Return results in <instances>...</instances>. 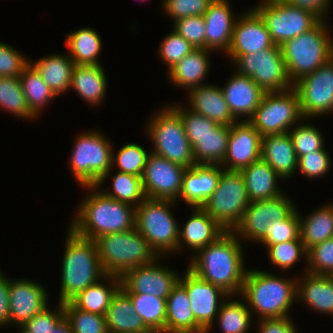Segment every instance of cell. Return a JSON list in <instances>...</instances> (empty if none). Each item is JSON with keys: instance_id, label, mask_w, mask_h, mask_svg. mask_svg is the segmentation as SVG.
Here are the masks:
<instances>
[{"instance_id": "37", "label": "cell", "mask_w": 333, "mask_h": 333, "mask_svg": "<svg viewBox=\"0 0 333 333\" xmlns=\"http://www.w3.org/2000/svg\"><path fill=\"white\" fill-rule=\"evenodd\" d=\"M300 238L306 250L333 238V204L321 206L305 219L300 217Z\"/></svg>"}, {"instance_id": "38", "label": "cell", "mask_w": 333, "mask_h": 333, "mask_svg": "<svg viewBox=\"0 0 333 333\" xmlns=\"http://www.w3.org/2000/svg\"><path fill=\"white\" fill-rule=\"evenodd\" d=\"M231 127L218 125L192 146L195 164L220 165L226 155Z\"/></svg>"}, {"instance_id": "45", "label": "cell", "mask_w": 333, "mask_h": 333, "mask_svg": "<svg viewBox=\"0 0 333 333\" xmlns=\"http://www.w3.org/2000/svg\"><path fill=\"white\" fill-rule=\"evenodd\" d=\"M150 153L140 145L128 143L116 153H112V166L119 167V172L142 177Z\"/></svg>"}, {"instance_id": "28", "label": "cell", "mask_w": 333, "mask_h": 333, "mask_svg": "<svg viewBox=\"0 0 333 333\" xmlns=\"http://www.w3.org/2000/svg\"><path fill=\"white\" fill-rule=\"evenodd\" d=\"M166 333H205L195 321L186 290L178 283L166 299Z\"/></svg>"}, {"instance_id": "33", "label": "cell", "mask_w": 333, "mask_h": 333, "mask_svg": "<svg viewBox=\"0 0 333 333\" xmlns=\"http://www.w3.org/2000/svg\"><path fill=\"white\" fill-rule=\"evenodd\" d=\"M107 79L101 64L99 65H75L71 88L89 104L98 105L106 95Z\"/></svg>"}, {"instance_id": "18", "label": "cell", "mask_w": 333, "mask_h": 333, "mask_svg": "<svg viewBox=\"0 0 333 333\" xmlns=\"http://www.w3.org/2000/svg\"><path fill=\"white\" fill-rule=\"evenodd\" d=\"M178 283L187 292L195 321L206 331L205 333H209L215 317L219 313L221 306L219 303H222L219 298L224 300L229 295L220 287L201 279L189 269L184 277H179Z\"/></svg>"}, {"instance_id": "4", "label": "cell", "mask_w": 333, "mask_h": 333, "mask_svg": "<svg viewBox=\"0 0 333 333\" xmlns=\"http://www.w3.org/2000/svg\"><path fill=\"white\" fill-rule=\"evenodd\" d=\"M297 279H286L259 270H248L240 295L259 319L288 317L296 301Z\"/></svg>"}, {"instance_id": "48", "label": "cell", "mask_w": 333, "mask_h": 333, "mask_svg": "<svg viewBox=\"0 0 333 333\" xmlns=\"http://www.w3.org/2000/svg\"><path fill=\"white\" fill-rule=\"evenodd\" d=\"M306 272L333 276V238L318 243L307 250Z\"/></svg>"}, {"instance_id": "54", "label": "cell", "mask_w": 333, "mask_h": 333, "mask_svg": "<svg viewBox=\"0 0 333 333\" xmlns=\"http://www.w3.org/2000/svg\"><path fill=\"white\" fill-rule=\"evenodd\" d=\"M331 158L326 149L305 154L298 159V171L308 178H318L325 175L331 167Z\"/></svg>"}, {"instance_id": "39", "label": "cell", "mask_w": 333, "mask_h": 333, "mask_svg": "<svg viewBox=\"0 0 333 333\" xmlns=\"http://www.w3.org/2000/svg\"><path fill=\"white\" fill-rule=\"evenodd\" d=\"M30 112L36 117L56 94L47 86L37 70L29 63L19 76Z\"/></svg>"}, {"instance_id": "34", "label": "cell", "mask_w": 333, "mask_h": 333, "mask_svg": "<svg viewBox=\"0 0 333 333\" xmlns=\"http://www.w3.org/2000/svg\"><path fill=\"white\" fill-rule=\"evenodd\" d=\"M208 49H195L186 55L169 73L168 77L176 86L186 88L187 91L203 85V80L209 70Z\"/></svg>"}, {"instance_id": "32", "label": "cell", "mask_w": 333, "mask_h": 333, "mask_svg": "<svg viewBox=\"0 0 333 333\" xmlns=\"http://www.w3.org/2000/svg\"><path fill=\"white\" fill-rule=\"evenodd\" d=\"M47 86L57 95L71 87L72 72L75 66L69 55L52 54L32 63Z\"/></svg>"}, {"instance_id": "19", "label": "cell", "mask_w": 333, "mask_h": 333, "mask_svg": "<svg viewBox=\"0 0 333 333\" xmlns=\"http://www.w3.org/2000/svg\"><path fill=\"white\" fill-rule=\"evenodd\" d=\"M251 9L234 23L231 45L227 51L232 61L238 56L275 45L263 18L254 8Z\"/></svg>"}, {"instance_id": "3", "label": "cell", "mask_w": 333, "mask_h": 333, "mask_svg": "<svg viewBox=\"0 0 333 333\" xmlns=\"http://www.w3.org/2000/svg\"><path fill=\"white\" fill-rule=\"evenodd\" d=\"M67 231L61 269L60 303L70 302L90 285L102 281L106 275L99 260L95 241L77 235L71 228Z\"/></svg>"}, {"instance_id": "60", "label": "cell", "mask_w": 333, "mask_h": 333, "mask_svg": "<svg viewBox=\"0 0 333 333\" xmlns=\"http://www.w3.org/2000/svg\"><path fill=\"white\" fill-rule=\"evenodd\" d=\"M51 333H73L69 320L64 316Z\"/></svg>"}, {"instance_id": "62", "label": "cell", "mask_w": 333, "mask_h": 333, "mask_svg": "<svg viewBox=\"0 0 333 333\" xmlns=\"http://www.w3.org/2000/svg\"><path fill=\"white\" fill-rule=\"evenodd\" d=\"M20 329H22V330H20L21 332L20 333H28L26 330H24L22 327H19Z\"/></svg>"}, {"instance_id": "57", "label": "cell", "mask_w": 333, "mask_h": 333, "mask_svg": "<svg viewBox=\"0 0 333 333\" xmlns=\"http://www.w3.org/2000/svg\"><path fill=\"white\" fill-rule=\"evenodd\" d=\"M259 333H297L291 318L260 319Z\"/></svg>"}, {"instance_id": "24", "label": "cell", "mask_w": 333, "mask_h": 333, "mask_svg": "<svg viewBox=\"0 0 333 333\" xmlns=\"http://www.w3.org/2000/svg\"><path fill=\"white\" fill-rule=\"evenodd\" d=\"M203 17L206 25V49H222L226 54L236 21L228 0H213Z\"/></svg>"}, {"instance_id": "2", "label": "cell", "mask_w": 333, "mask_h": 333, "mask_svg": "<svg viewBox=\"0 0 333 333\" xmlns=\"http://www.w3.org/2000/svg\"><path fill=\"white\" fill-rule=\"evenodd\" d=\"M85 187L88 191L95 190L79 205L75 220L70 225L77 235L95 240L135 228V207L108 197L96 185Z\"/></svg>"}, {"instance_id": "44", "label": "cell", "mask_w": 333, "mask_h": 333, "mask_svg": "<svg viewBox=\"0 0 333 333\" xmlns=\"http://www.w3.org/2000/svg\"><path fill=\"white\" fill-rule=\"evenodd\" d=\"M63 308L73 333H108L104 315L82 311L71 302L63 303Z\"/></svg>"}, {"instance_id": "53", "label": "cell", "mask_w": 333, "mask_h": 333, "mask_svg": "<svg viewBox=\"0 0 333 333\" xmlns=\"http://www.w3.org/2000/svg\"><path fill=\"white\" fill-rule=\"evenodd\" d=\"M213 0H164L163 8L174 21L190 16H203Z\"/></svg>"}, {"instance_id": "15", "label": "cell", "mask_w": 333, "mask_h": 333, "mask_svg": "<svg viewBox=\"0 0 333 333\" xmlns=\"http://www.w3.org/2000/svg\"><path fill=\"white\" fill-rule=\"evenodd\" d=\"M295 210L296 206L294 207L290 199L283 194L266 200L253 201L246 208L233 233L238 237L241 235V238L260 242L266 236V228L273 220L286 219Z\"/></svg>"}, {"instance_id": "42", "label": "cell", "mask_w": 333, "mask_h": 333, "mask_svg": "<svg viewBox=\"0 0 333 333\" xmlns=\"http://www.w3.org/2000/svg\"><path fill=\"white\" fill-rule=\"evenodd\" d=\"M112 189V192L104 191L103 193L112 199L129 204L135 208L146 198L140 176L118 171L113 177Z\"/></svg>"}, {"instance_id": "41", "label": "cell", "mask_w": 333, "mask_h": 333, "mask_svg": "<svg viewBox=\"0 0 333 333\" xmlns=\"http://www.w3.org/2000/svg\"><path fill=\"white\" fill-rule=\"evenodd\" d=\"M134 310L145 324L161 333H166V299L149 294H127Z\"/></svg>"}, {"instance_id": "58", "label": "cell", "mask_w": 333, "mask_h": 333, "mask_svg": "<svg viewBox=\"0 0 333 333\" xmlns=\"http://www.w3.org/2000/svg\"><path fill=\"white\" fill-rule=\"evenodd\" d=\"M10 325L9 279L0 271V327Z\"/></svg>"}, {"instance_id": "23", "label": "cell", "mask_w": 333, "mask_h": 333, "mask_svg": "<svg viewBox=\"0 0 333 333\" xmlns=\"http://www.w3.org/2000/svg\"><path fill=\"white\" fill-rule=\"evenodd\" d=\"M221 90L234 118L238 120L243 115L246 121L253 117L265 93L251 77L238 73L232 75Z\"/></svg>"}, {"instance_id": "17", "label": "cell", "mask_w": 333, "mask_h": 333, "mask_svg": "<svg viewBox=\"0 0 333 333\" xmlns=\"http://www.w3.org/2000/svg\"><path fill=\"white\" fill-rule=\"evenodd\" d=\"M157 261L159 258L150 264L128 270L120 277L121 289L126 294H149L167 299L180 276L172 269L160 266Z\"/></svg>"}, {"instance_id": "14", "label": "cell", "mask_w": 333, "mask_h": 333, "mask_svg": "<svg viewBox=\"0 0 333 333\" xmlns=\"http://www.w3.org/2000/svg\"><path fill=\"white\" fill-rule=\"evenodd\" d=\"M299 96L303 118L321 116L333 111V57L314 72L293 84Z\"/></svg>"}, {"instance_id": "7", "label": "cell", "mask_w": 333, "mask_h": 333, "mask_svg": "<svg viewBox=\"0 0 333 333\" xmlns=\"http://www.w3.org/2000/svg\"><path fill=\"white\" fill-rule=\"evenodd\" d=\"M174 202L146 197L136 207L135 228L159 257L163 253L178 251L180 228L170 210Z\"/></svg>"}, {"instance_id": "61", "label": "cell", "mask_w": 333, "mask_h": 333, "mask_svg": "<svg viewBox=\"0 0 333 333\" xmlns=\"http://www.w3.org/2000/svg\"><path fill=\"white\" fill-rule=\"evenodd\" d=\"M133 333H161L160 331L156 330V329H148V330H145V331H140V332H133Z\"/></svg>"}, {"instance_id": "1", "label": "cell", "mask_w": 333, "mask_h": 333, "mask_svg": "<svg viewBox=\"0 0 333 333\" xmlns=\"http://www.w3.org/2000/svg\"><path fill=\"white\" fill-rule=\"evenodd\" d=\"M240 237L225 232L214 243L199 249L188 269L201 279L220 287L228 295H240L246 277Z\"/></svg>"}, {"instance_id": "5", "label": "cell", "mask_w": 333, "mask_h": 333, "mask_svg": "<svg viewBox=\"0 0 333 333\" xmlns=\"http://www.w3.org/2000/svg\"><path fill=\"white\" fill-rule=\"evenodd\" d=\"M94 241L102 269L107 275L121 277L130 269L160 258L136 228L100 236Z\"/></svg>"}, {"instance_id": "22", "label": "cell", "mask_w": 333, "mask_h": 333, "mask_svg": "<svg viewBox=\"0 0 333 333\" xmlns=\"http://www.w3.org/2000/svg\"><path fill=\"white\" fill-rule=\"evenodd\" d=\"M220 176V165L195 164L186 168L179 197L193 208L201 207L217 188Z\"/></svg>"}, {"instance_id": "13", "label": "cell", "mask_w": 333, "mask_h": 333, "mask_svg": "<svg viewBox=\"0 0 333 333\" xmlns=\"http://www.w3.org/2000/svg\"><path fill=\"white\" fill-rule=\"evenodd\" d=\"M237 73L251 77L265 92H282L293 88L289 79L281 46L276 44L256 53L234 59Z\"/></svg>"}, {"instance_id": "47", "label": "cell", "mask_w": 333, "mask_h": 333, "mask_svg": "<svg viewBox=\"0 0 333 333\" xmlns=\"http://www.w3.org/2000/svg\"><path fill=\"white\" fill-rule=\"evenodd\" d=\"M268 257L273 265L282 270H289L300 259L301 255L307 258V250L301 239L270 245Z\"/></svg>"}, {"instance_id": "12", "label": "cell", "mask_w": 333, "mask_h": 333, "mask_svg": "<svg viewBox=\"0 0 333 333\" xmlns=\"http://www.w3.org/2000/svg\"><path fill=\"white\" fill-rule=\"evenodd\" d=\"M304 120L298 93L294 88L282 92L264 93L259 106L249 122L260 135L290 132L291 125Z\"/></svg>"}, {"instance_id": "16", "label": "cell", "mask_w": 333, "mask_h": 333, "mask_svg": "<svg viewBox=\"0 0 333 333\" xmlns=\"http://www.w3.org/2000/svg\"><path fill=\"white\" fill-rule=\"evenodd\" d=\"M185 170L186 168L182 165L173 163L151 151L141 177L146 197L177 201Z\"/></svg>"}, {"instance_id": "9", "label": "cell", "mask_w": 333, "mask_h": 333, "mask_svg": "<svg viewBox=\"0 0 333 333\" xmlns=\"http://www.w3.org/2000/svg\"><path fill=\"white\" fill-rule=\"evenodd\" d=\"M250 203L242 173L221 167L217 188L201 207L226 232H233Z\"/></svg>"}, {"instance_id": "56", "label": "cell", "mask_w": 333, "mask_h": 333, "mask_svg": "<svg viewBox=\"0 0 333 333\" xmlns=\"http://www.w3.org/2000/svg\"><path fill=\"white\" fill-rule=\"evenodd\" d=\"M58 305L59 308L54 311L49 310L48 307L44 308L26 322L22 328L28 333H51L52 329L65 316L63 303L59 302Z\"/></svg>"}, {"instance_id": "6", "label": "cell", "mask_w": 333, "mask_h": 333, "mask_svg": "<svg viewBox=\"0 0 333 333\" xmlns=\"http://www.w3.org/2000/svg\"><path fill=\"white\" fill-rule=\"evenodd\" d=\"M325 21L320 20L309 31L281 45L292 84L314 72L333 57V42Z\"/></svg>"}, {"instance_id": "20", "label": "cell", "mask_w": 333, "mask_h": 333, "mask_svg": "<svg viewBox=\"0 0 333 333\" xmlns=\"http://www.w3.org/2000/svg\"><path fill=\"white\" fill-rule=\"evenodd\" d=\"M262 136L246 120L235 122L231 126L227 152L220 166L225 170L240 171L261 159ZM228 163V164H227Z\"/></svg>"}, {"instance_id": "25", "label": "cell", "mask_w": 333, "mask_h": 333, "mask_svg": "<svg viewBox=\"0 0 333 333\" xmlns=\"http://www.w3.org/2000/svg\"><path fill=\"white\" fill-rule=\"evenodd\" d=\"M190 110L217 124L231 127L237 120L232 115L221 87L203 84L188 91Z\"/></svg>"}, {"instance_id": "43", "label": "cell", "mask_w": 333, "mask_h": 333, "mask_svg": "<svg viewBox=\"0 0 333 333\" xmlns=\"http://www.w3.org/2000/svg\"><path fill=\"white\" fill-rule=\"evenodd\" d=\"M0 106L15 116L33 119L19 77H0Z\"/></svg>"}, {"instance_id": "50", "label": "cell", "mask_w": 333, "mask_h": 333, "mask_svg": "<svg viewBox=\"0 0 333 333\" xmlns=\"http://www.w3.org/2000/svg\"><path fill=\"white\" fill-rule=\"evenodd\" d=\"M288 133L292 138L298 159L305 154L314 153L324 148L323 136L315 126L309 124L298 125Z\"/></svg>"}, {"instance_id": "51", "label": "cell", "mask_w": 333, "mask_h": 333, "mask_svg": "<svg viewBox=\"0 0 333 333\" xmlns=\"http://www.w3.org/2000/svg\"><path fill=\"white\" fill-rule=\"evenodd\" d=\"M159 48V56L168 65V73L195 48L174 30L164 37Z\"/></svg>"}, {"instance_id": "40", "label": "cell", "mask_w": 333, "mask_h": 333, "mask_svg": "<svg viewBox=\"0 0 333 333\" xmlns=\"http://www.w3.org/2000/svg\"><path fill=\"white\" fill-rule=\"evenodd\" d=\"M230 297L227 296L221 303L217 315L218 325L222 333H247L252 322V311L244 302Z\"/></svg>"}, {"instance_id": "55", "label": "cell", "mask_w": 333, "mask_h": 333, "mask_svg": "<svg viewBox=\"0 0 333 333\" xmlns=\"http://www.w3.org/2000/svg\"><path fill=\"white\" fill-rule=\"evenodd\" d=\"M28 64L20 52L0 42V77H19Z\"/></svg>"}, {"instance_id": "35", "label": "cell", "mask_w": 333, "mask_h": 333, "mask_svg": "<svg viewBox=\"0 0 333 333\" xmlns=\"http://www.w3.org/2000/svg\"><path fill=\"white\" fill-rule=\"evenodd\" d=\"M104 279L111 283L109 288L98 281L80 292L70 302L82 311L105 316L112 298L121 288V278L106 274Z\"/></svg>"}, {"instance_id": "29", "label": "cell", "mask_w": 333, "mask_h": 333, "mask_svg": "<svg viewBox=\"0 0 333 333\" xmlns=\"http://www.w3.org/2000/svg\"><path fill=\"white\" fill-rule=\"evenodd\" d=\"M296 298L315 311L333 314V276L305 273L297 279Z\"/></svg>"}, {"instance_id": "10", "label": "cell", "mask_w": 333, "mask_h": 333, "mask_svg": "<svg viewBox=\"0 0 333 333\" xmlns=\"http://www.w3.org/2000/svg\"><path fill=\"white\" fill-rule=\"evenodd\" d=\"M158 113L147 125L148 136L155 147L152 153L191 168L195 161L182 118L171 106Z\"/></svg>"}, {"instance_id": "27", "label": "cell", "mask_w": 333, "mask_h": 333, "mask_svg": "<svg viewBox=\"0 0 333 333\" xmlns=\"http://www.w3.org/2000/svg\"><path fill=\"white\" fill-rule=\"evenodd\" d=\"M193 210V216L179 230L178 250L186 244V247L197 252L226 232L202 207H194Z\"/></svg>"}, {"instance_id": "26", "label": "cell", "mask_w": 333, "mask_h": 333, "mask_svg": "<svg viewBox=\"0 0 333 333\" xmlns=\"http://www.w3.org/2000/svg\"><path fill=\"white\" fill-rule=\"evenodd\" d=\"M261 159L267 162L282 180L290 178L298 168V158L290 134L263 136Z\"/></svg>"}, {"instance_id": "11", "label": "cell", "mask_w": 333, "mask_h": 333, "mask_svg": "<svg viewBox=\"0 0 333 333\" xmlns=\"http://www.w3.org/2000/svg\"><path fill=\"white\" fill-rule=\"evenodd\" d=\"M254 9L263 18L272 41L277 46L304 34L321 20L312 11L292 5L285 0H264Z\"/></svg>"}, {"instance_id": "30", "label": "cell", "mask_w": 333, "mask_h": 333, "mask_svg": "<svg viewBox=\"0 0 333 333\" xmlns=\"http://www.w3.org/2000/svg\"><path fill=\"white\" fill-rule=\"evenodd\" d=\"M250 202L274 198L284 194L277 187L280 176L264 160L259 159L240 170Z\"/></svg>"}, {"instance_id": "59", "label": "cell", "mask_w": 333, "mask_h": 333, "mask_svg": "<svg viewBox=\"0 0 333 333\" xmlns=\"http://www.w3.org/2000/svg\"><path fill=\"white\" fill-rule=\"evenodd\" d=\"M286 2L300 8L310 10L315 13L321 20H326L325 15L331 0H285Z\"/></svg>"}, {"instance_id": "49", "label": "cell", "mask_w": 333, "mask_h": 333, "mask_svg": "<svg viewBox=\"0 0 333 333\" xmlns=\"http://www.w3.org/2000/svg\"><path fill=\"white\" fill-rule=\"evenodd\" d=\"M171 107L182 118L185 133L191 146L200 141L201 137L205 136L211 131H214V129L219 125L213 120H210L208 117L189 110L187 107L186 110L182 106H177L176 104Z\"/></svg>"}, {"instance_id": "8", "label": "cell", "mask_w": 333, "mask_h": 333, "mask_svg": "<svg viewBox=\"0 0 333 333\" xmlns=\"http://www.w3.org/2000/svg\"><path fill=\"white\" fill-rule=\"evenodd\" d=\"M103 134L82 133L76 138L70 168L82 186H101L113 168L112 146Z\"/></svg>"}, {"instance_id": "46", "label": "cell", "mask_w": 333, "mask_h": 333, "mask_svg": "<svg viewBox=\"0 0 333 333\" xmlns=\"http://www.w3.org/2000/svg\"><path fill=\"white\" fill-rule=\"evenodd\" d=\"M296 239H301L300 218L297 209L286 219L273 220L271 225L266 228V236L258 243L268 247Z\"/></svg>"}, {"instance_id": "31", "label": "cell", "mask_w": 333, "mask_h": 333, "mask_svg": "<svg viewBox=\"0 0 333 333\" xmlns=\"http://www.w3.org/2000/svg\"><path fill=\"white\" fill-rule=\"evenodd\" d=\"M108 333H133L150 329L136 314L131 298L120 288L105 314Z\"/></svg>"}, {"instance_id": "36", "label": "cell", "mask_w": 333, "mask_h": 333, "mask_svg": "<svg viewBox=\"0 0 333 333\" xmlns=\"http://www.w3.org/2000/svg\"><path fill=\"white\" fill-rule=\"evenodd\" d=\"M65 44L75 65L100 64L98 56L102 51V41L94 29L84 27L70 33Z\"/></svg>"}, {"instance_id": "21", "label": "cell", "mask_w": 333, "mask_h": 333, "mask_svg": "<svg viewBox=\"0 0 333 333\" xmlns=\"http://www.w3.org/2000/svg\"><path fill=\"white\" fill-rule=\"evenodd\" d=\"M48 293L41 284L9 279L10 323L22 327L36 314L46 308Z\"/></svg>"}, {"instance_id": "52", "label": "cell", "mask_w": 333, "mask_h": 333, "mask_svg": "<svg viewBox=\"0 0 333 333\" xmlns=\"http://www.w3.org/2000/svg\"><path fill=\"white\" fill-rule=\"evenodd\" d=\"M195 49H206V25L203 16H190L174 21V29Z\"/></svg>"}]
</instances>
